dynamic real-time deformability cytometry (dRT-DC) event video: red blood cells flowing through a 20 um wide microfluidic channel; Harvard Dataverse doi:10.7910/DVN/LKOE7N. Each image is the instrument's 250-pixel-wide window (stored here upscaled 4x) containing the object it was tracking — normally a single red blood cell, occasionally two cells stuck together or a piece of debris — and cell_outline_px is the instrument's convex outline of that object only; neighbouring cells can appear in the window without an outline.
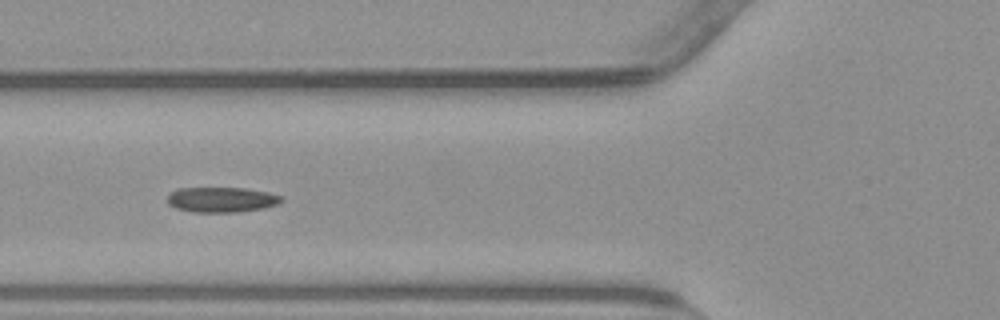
{"species": "common noctule bat (a hibernating species)", "species_latin": "Nyctalus noctula", "temperature_condition": "warm", "stored_images_in_passage": 38, "camera_frame_rate_fps": 3000, "um_per_image_px": 0.085, "animal": {"sex": "male", "body_mass_g": 23.1, "forearm_length_mm": 52.7}, "frame": {"image": 1, "passage_image": 4, "time_ms": 1.0, "image_size_px": [1000, 320], "cell_outline_px": [[284, 200], [276, 204], [264, 208], [236, 212], [192, 212], [176, 208], [168, 204], [168, 196], [176, 188], [244, 188], [268, 192], [284, 196]], "centroid_in_image_um": [18.85, 16.97], "position_along_channel_um": 107.0, "area_um2": 16.76}}
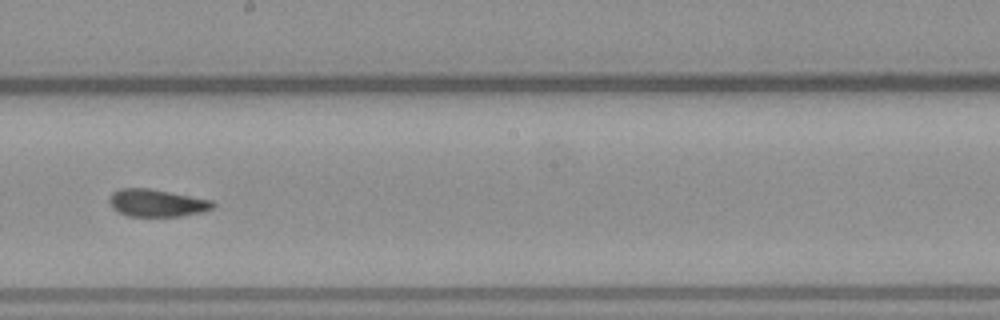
{"frame": {"image": 2, "passage_image": 14, "time_ms": 4.333, "image_size_px": [1000, 320], "cell_outline_px": [[216, 204], [212, 208], [200, 212], [180, 216], [128, 216], [116, 212], [112, 208], [108, 200], [112, 192], [120, 188], [148, 188], [212, 200]], "centroid_in_image_um": [13.27, 17.25], "position_along_channel_um": 234.9, "area_um2": 16.53}}
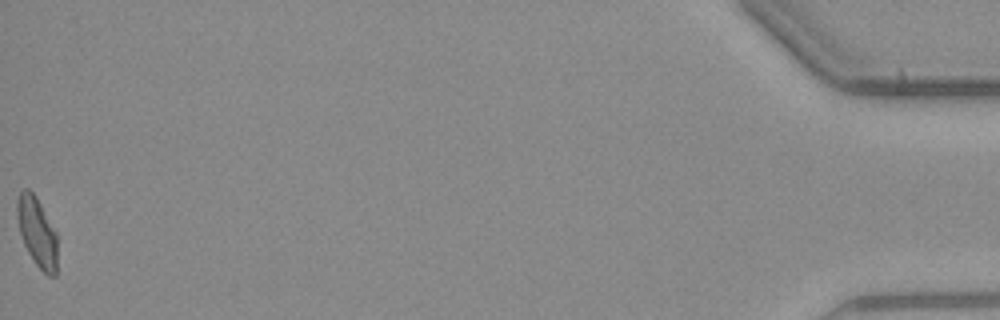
{"frame": {"image": 3, "passage_image": 38, "time_ms": 12.333, "image_size_px": [1000, 320], "cell_outline_px": [[56, 276], [48, 276], [36, 264], [28, 252], [24, 244], [20, 232], [16, 216], [16, 200], [20, 192], [24, 188], [28, 188], [36, 196], [56, 232]], "centroid_in_image_um": [3.13, 19.69], "position_along_channel_um": 432.1, "area_um2": 16.18}}